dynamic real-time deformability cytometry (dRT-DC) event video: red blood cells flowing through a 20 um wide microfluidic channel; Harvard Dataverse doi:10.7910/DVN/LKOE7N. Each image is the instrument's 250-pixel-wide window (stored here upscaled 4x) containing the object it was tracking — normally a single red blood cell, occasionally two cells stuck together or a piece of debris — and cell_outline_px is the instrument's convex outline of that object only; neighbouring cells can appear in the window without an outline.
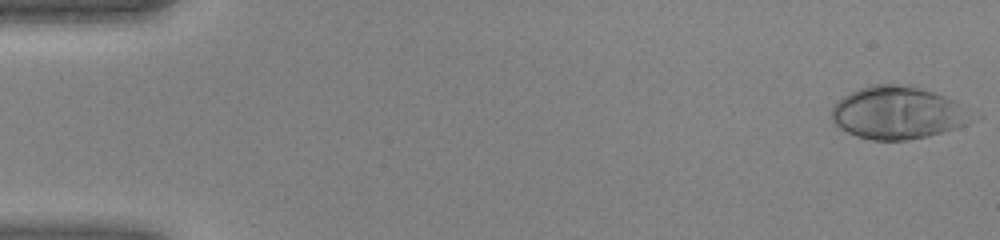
{"species": "human", "species_latin": "Homo sapiens", "temperature_condition": "warm", "stored_images_in_passage": 45, "camera_frame_rate_fps": 3000, "um_per_image_px": 0.085, "donor": {"sex": "female"}, "frame": {"image": 1, "passage_image": 1, "time_ms": 0.0, "image_size_px": [1000, 240], "cell_outline_px": [[972, 120], [968, 124], [956, 128], [928, 136], [908, 140], [872, 140], [856, 136], [840, 128], [832, 120], [832, 108], [844, 96], [860, 88], [872, 84], [912, 84], [944, 96], [952, 100]], "centroid_in_image_um": [76.23, 9.58], "position_along_channel_um": 8.8, "area_um2": 42.31}}
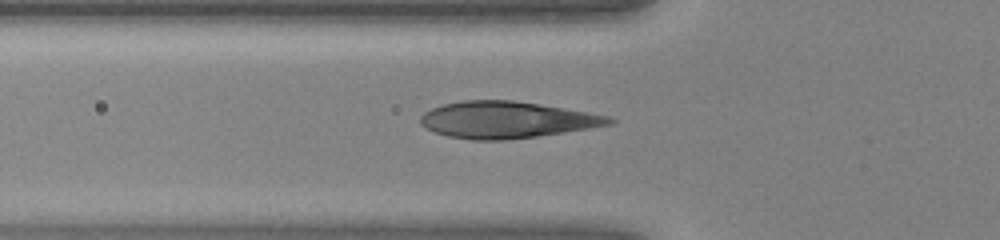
{"frame": {"image": 2, "passage_image": 16, "time_ms": 5.0, "image_size_px": [1000, 240], "cell_outline_px": [[616, 120], [612, 124], [588, 128], [536, 136], [504, 140], [472, 140], [448, 136], [432, 132], [420, 124], [420, 116], [424, 112], [432, 108], [444, 104], [464, 100], [512, 100], [608, 116]], "centroid_in_image_um": [42.97, 10.19], "position_along_channel_um": 82.8, "area_um2": 39.77}}
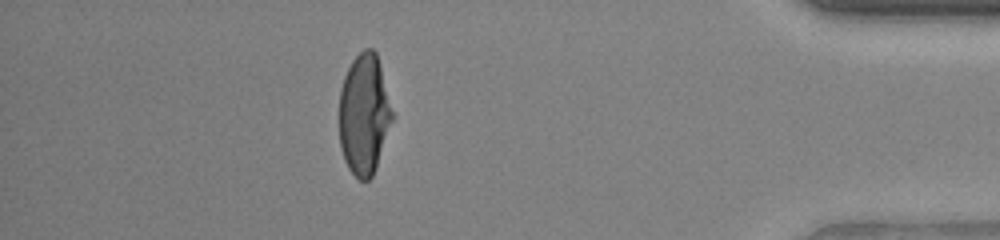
{"frame": {"image": 3, "passage_image": 40, "time_ms": 13.0, "image_size_px": [1000, 240], "cell_outline_px": [[396, 116], [376, 168], [372, 176], [368, 180], [360, 180], [348, 168], [344, 160], [340, 148], [340, 88], [344, 76], [352, 60], [364, 48], [372, 48], [376, 52], [380, 64]], "centroid_in_image_um": [30.99, 9.72], "position_along_channel_um": 404.2, "area_um2": 38.03}}